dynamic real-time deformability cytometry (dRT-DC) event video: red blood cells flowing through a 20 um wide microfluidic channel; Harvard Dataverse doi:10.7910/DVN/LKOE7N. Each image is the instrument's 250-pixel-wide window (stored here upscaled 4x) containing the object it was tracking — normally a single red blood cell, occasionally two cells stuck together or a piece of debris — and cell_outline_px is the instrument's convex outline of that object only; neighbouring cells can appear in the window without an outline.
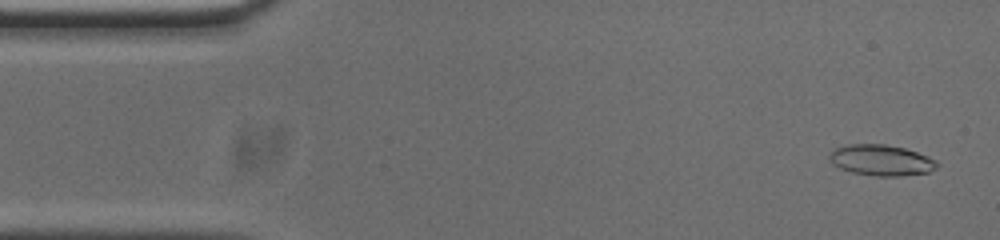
{"species": "common noctule bat (a hibernating species)", "species_latin": "Nyctalus noctula", "temperature_condition": "cold", "stored_images_in_passage": 53, "camera_frame_rate_fps": 3000, "um_per_image_px": 0.085, "animal": {"sex": "male", "body_mass_g": 20.0, "forearm_length_mm": 53.3}, "frame": {"image": 1, "passage_image": 2, "time_ms": 0.333, "image_size_px": [1000, 240], "cell_outline_px": [[940, 164], [936, 168], [928, 172], [900, 176], [876, 176], [852, 172], [840, 168], [832, 164], [828, 160], [828, 156], [832, 148], [848, 144], [884, 144], [904, 148], [928, 156], [936, 160]], "centroid_in_image_um": [74.87, 13.61], "position_along_channel_um": 10.1, "area_um2": 19.54}}
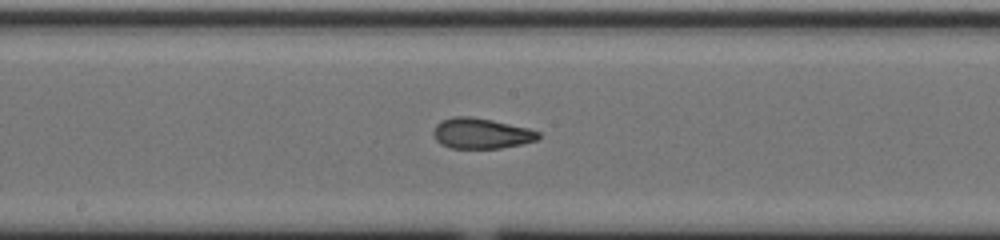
{"frame": {"image": 2, "passage_image": 26, "time_ms": 8.333, "image_size_px": [1000, 240], "cell_outline_px": [[540, 136], [536, 140], [520, 144], [500, 148], [448, 148], [440, 144], [436, 140], [432, 132], [436, 124], [440, 120], [452, 116], [472, 116], [492, 120], [528, 128], [540, 132]], "centroid_in_image_um": [40.85, 11.33], "position_along_channel_um": 207.4, "area_um2": 18.79}}
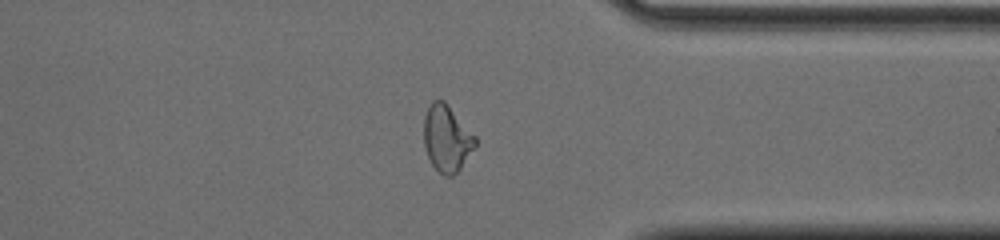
{"frame": {"image": 3, "passage_image": 40, "time_ms": 13.0, "image_size_px": [1000, 240], "cell_outline_px": [[476, 144], [460, 168], [452, 176], [444, 176], [432, 164], [428, 156], [424, 144], [424, 116], [432, 100], [444, 100], [448, 104], [476, 136]], "centroid_in_image_um": [37.97, 11.74], "position_along_channel_um": 373.4, "area_um2": 19.71}, "authors_computed_cell_mechanics": {"area_um2": 19.2474, "velocity_mm_per_s": 3.7551, "shape_relaxation_time_tau1_ms": null, "shape_relaxation_time_tau2_ms": 1.6895, "deformation_change_tau1": null, "deformation_change_tau2": 0.0858}}